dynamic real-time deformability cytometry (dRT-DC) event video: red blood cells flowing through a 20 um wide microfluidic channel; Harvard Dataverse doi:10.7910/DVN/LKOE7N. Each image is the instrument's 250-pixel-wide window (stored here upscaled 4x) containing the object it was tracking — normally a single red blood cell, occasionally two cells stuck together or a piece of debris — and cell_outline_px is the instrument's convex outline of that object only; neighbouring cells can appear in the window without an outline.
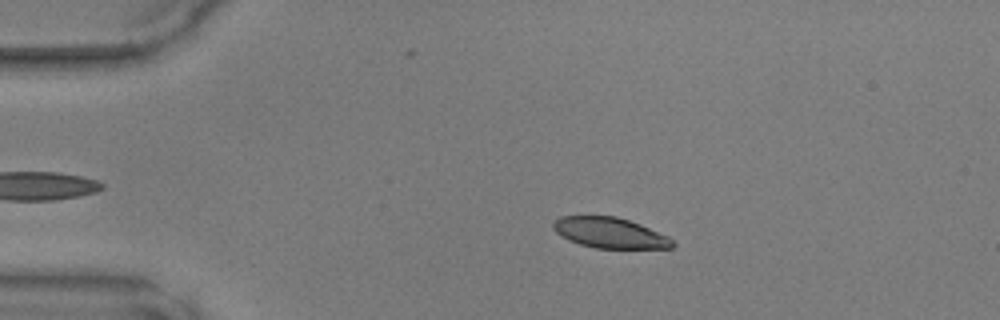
{"species": "common noctule bat (a hibernating species)", "species_latin": "Nyctalus noctula", "temperature_condition": "warm", "stored_images_in_passage": 40, "camera_frame_rate_fps": 3000, "um_per_image_px": 0.085, "animal": {"sex": "male", "body_mass_g": 17.9, "forearm_length_mm": 54.2}, "frame": {"image": 1, "passage_image": 8, "time_ms": 2.333, "image_size_px": [1000, 320], "cell_outline_px": [[676, 244], [672, 248], [596, 248], [580, 244], [568, 240], [560, 236], [552, 228], [552, 224], [560, 216], [616, 216], [640, 224], [668, 236]], "centroid_in_image_um": [51.82, 19.79], "position_along_channel_um": 33.2, "area_um2": 21.21}}
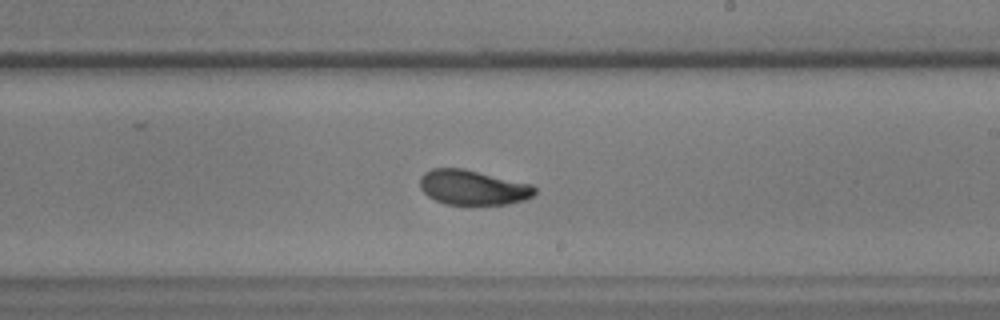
{"frame": {"image": 2, "passage_image": 27, "time_ms": 8.667, "image_size_px": [1000, 320], "cell_outline_px": [[536, 192], [532, 196], [524, 200], [508, 204], [444, 204], [428, 196], [420, 188], [420, 176], [424, 172], [432, 168], [464, 168], [532, 184], [536, 188]], "centroid_in_image_um": [40.19, 15.92], "position_along_channel_um": 248.8, "area_um2": 23.41}}
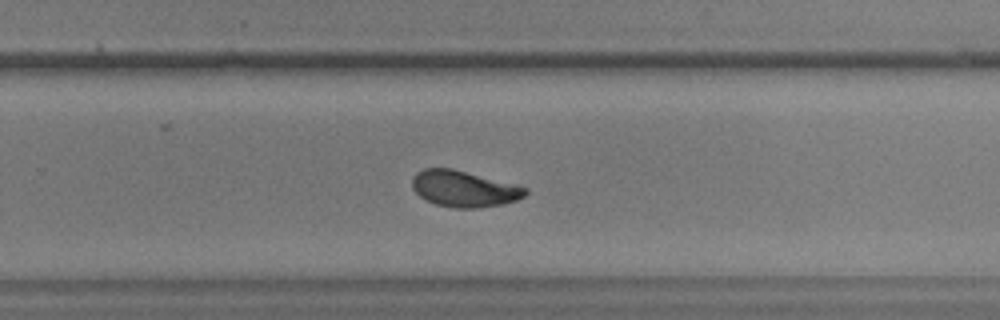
{"frame": {"image": 3, "passage_image": 30, "time_ms": 9.667, "image_size_px": [1000, 320], "cell_outline_px": [[528, 192], [524, 196], [516, 200], [504, 204], [476, 208], [456, 208], [436, 204], [420, 196], [412, 188], [412, 180], [416, 172], [424, 168], [452, 168], [516, 184], [528, 188]], "centroid_in_image_um": [39.46, 16.04], "position_along_channel_um": 290.3, "area_um2": 23.87}}